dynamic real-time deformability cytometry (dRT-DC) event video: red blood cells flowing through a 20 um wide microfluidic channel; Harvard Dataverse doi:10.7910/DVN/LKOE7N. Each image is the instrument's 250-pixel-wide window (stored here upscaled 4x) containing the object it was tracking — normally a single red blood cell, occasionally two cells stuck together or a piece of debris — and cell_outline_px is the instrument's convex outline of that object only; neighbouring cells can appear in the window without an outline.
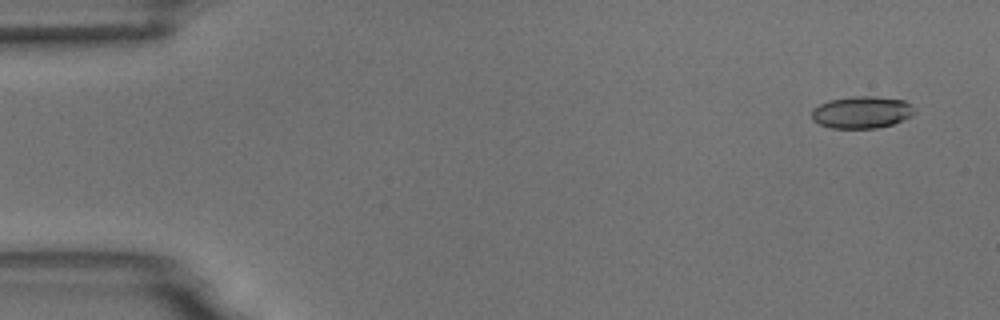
{"species": "common noctule bat (a hibernating species)", "species_latin": "Nyctalus noctula", "temperature_condition": "room temperature", "stored_images_in_passage": 4, "camera_frame_rate_fps": 3000, "um_per_image_px": 0.085, "animal": {"sex": "male", "body_mass_g": 18.8}, "frame": {"image": 1, "passage_image": 1, "time_ms": 0.0, "image_size_px": [1000, 320], "cell_outline_px": [[916, 112], [912, 116], [892, 124], [876, 128], [832, 128], [820, 124], [812, 120], [812, 108], [828, 100], [852, 96], [872, 96], [904, 100], [912, 104], [916, 108]], "centroid_in_image_um": [73.27, 9.53], "position_along_channel_um": 11.7, "area_um2": 19.36}}